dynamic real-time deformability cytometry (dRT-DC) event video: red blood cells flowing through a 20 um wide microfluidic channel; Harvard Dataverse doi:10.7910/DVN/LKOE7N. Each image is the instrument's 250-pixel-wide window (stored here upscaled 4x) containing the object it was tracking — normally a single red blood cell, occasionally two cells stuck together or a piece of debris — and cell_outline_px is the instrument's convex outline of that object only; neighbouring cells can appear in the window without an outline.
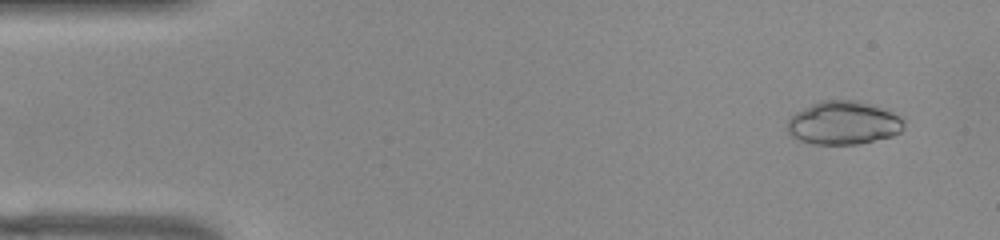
{"species": "common noctule bat (a hibernating species)", "species_latin": "Nyctalus noctula", "temperature_condition": "warm", "stored_images_in_passage": 52, "camera_frame_rate_fps": 3000, "um_per_image_px": 0.085, "animal": {"sex": "female", "body_mass_g": 22.0, "forearm_length_mm": 56.7}, "frame": {"image": 1, "passage_image": 4, "time_ms": 1.0, "image_size_px": [1000, 240], "cell_outline_px": [[904, 128], [900, 132], [892, 136], [860, 144], [812, 144], [800, 140], [792, 136], [788, 132], [788, 120], [796, 112], [820, 100], [860, 100], [876, 104], [904, 116]], "centroid_in_image_um": [71.77, 10.43], "position_along_channel_um": 13.2, "area_um2": 29.94}}
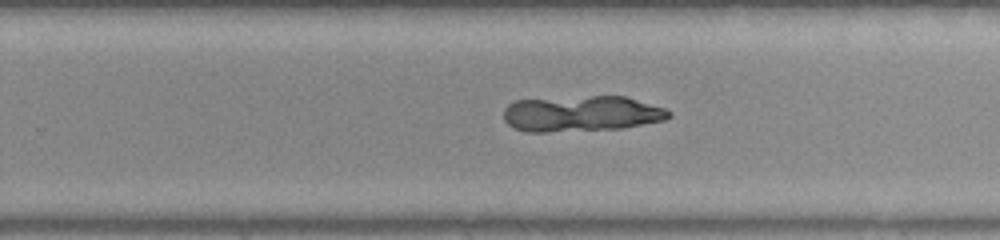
{"frame": {"image": 2, "passage_image": 33, "time_ms": 10.667, "image_size_px": [1000, 240], "cell_outline_px": [[672, 116], [664, 120], [620, 128], [548, 132], [528, 132], [516, 128], [508, 124], [504, 120], [504, 108], [508, 104], [516, 100], [592, 96], [624, 96], [664, 108], [672, 112]], "centroid_in_image_um": [49.41, 9.66], "position_along_channel_um": 280.4, "area_um2": 34.22}}
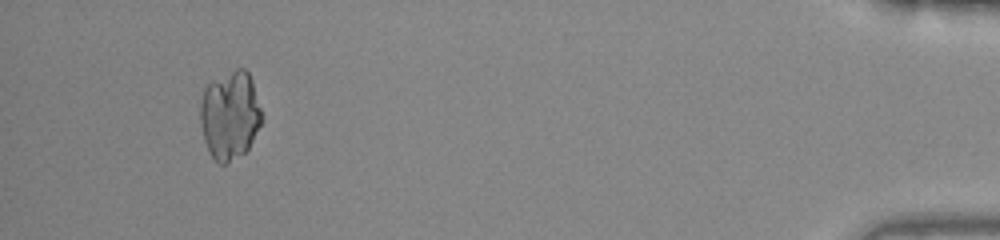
{"frame": {"image": 3, "passage_image": 49, "time_ms": 16.0, "image_size_px": [1000, 240], "cell_outline_px": [[264, 120], [248, 148], [244, 152], [224, 164], [220, 164], [208, 152], [204, 140], [200, 124], [200, 104], [204, 88], [212, 80], [236, 68], [244, 68], [248, 72], [252, 80]], "centroid_in_image_um": [19.54, 9.77], "position_along_channel_um": 415.7, "area_um2": 31.85}}